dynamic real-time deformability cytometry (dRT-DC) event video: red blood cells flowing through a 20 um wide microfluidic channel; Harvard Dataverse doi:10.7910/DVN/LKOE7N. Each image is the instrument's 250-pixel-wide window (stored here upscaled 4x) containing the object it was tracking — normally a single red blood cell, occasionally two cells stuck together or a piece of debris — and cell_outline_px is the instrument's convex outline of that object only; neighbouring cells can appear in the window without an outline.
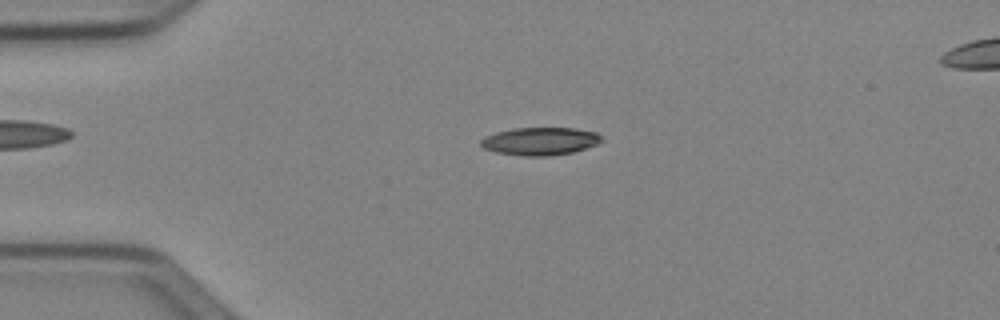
{"species": "Egyptian fruit bat (a non-hibernating species)", "species_latin": "Rousettus aegyptiacus", "temperature_condition": "cold", "stored_images_in_passage": 41, "camera_frame_rate_fps": 3000, "um_per_image_px": 0.085, "animal": {"sex": "female"}, "frame": {"image": 1, "passage_image": 2, "time_ms": 0.333, "image_size_px": [1000, 320], "cell_outline_px": [[604, 140], [596, 144], [572, 152], [552, 156], [524, 156], [496, 152], [484, 148], [480, 144], [480, 140], [484, 136], [496, 132], [516, 128], [572, 128], [596, 132]], "centroid_in_image_um": [45.89, 12.0], "position_along_channel_um": 39.1, "area_um2": 19.48}}
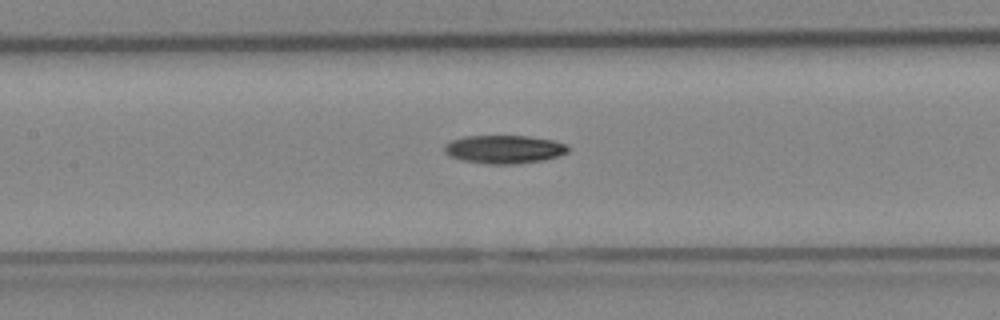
{"frame": {"image": 2, "passage_image": 14, "time_ms": 4.333, "image_size_px": [1000, 320], "cell_outline_px": [[568, 152], [544, 160], [516, 164], [484, 164], [460, 160], [444, 152], [444, 144], [452, 140], [464, 136], [528, 136], [552, 140], [568, 144]], "centroid_in_image_um": [42.84, 12.69], "position_along_channel_um": 164.6, "area_um2": 20.46}}
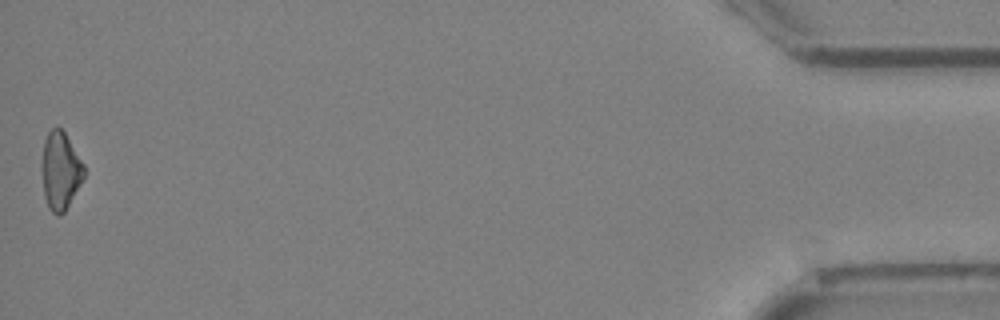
{"frame": {"image": 3, "passage_image": 41, "time_ms": 13.333, "image_size_px": [1000, 320], "cell_outline_px": [[84, 176], [64, 212], [60, 216], [56, 216], [48, 208], [44, 196], [40, 168], [40, 164], [44, 140], [48, 132], [52, 128], [60, 128], [64, 132], [84, 164]], "centroid_in_image_um": [5.09, 14.52], "position_along_channel_um": 430.1, "area_um2": 19.19}, "authors_computed_cell_mechanics": {"area_um2": 19.941, "velocity_mm_per_s": 3.99, "shape_relaxation_time_tau1_ms": 6.4109, "shape_relaxation_time_tau2_ms": null, "deformation_change_tau1": 0.1668, "deformation_change_tau2": null}}